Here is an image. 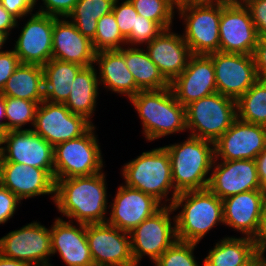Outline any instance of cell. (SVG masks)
<instances>
[{"instance_id": "cell-48", "label": "cell", "mask_w": 266, "mask_h": 266, "mask_svg": "<svg viewBox=\"0 0 266 266\" xmlns=\"http://www.w3.org/2000/svg\"><path fill=\"white\" fill-rule=\"evenodd\" d=\"M254 160L261 187L266 190V148Z\"/></svg>"}, {"instance_id": "cell-39", "label": "cell", "mask_w": 266, "mask_h": 266, "mask_svg": "<svg viewBox=\"0 0 266 266\" xmlns=\"http://www.w3.org/2000/svg\"><path fill=\"white\" fill-rule=\"evenodd\" d=\"M115 0L112 12L115 15V20L117 22L118 28L122 36L126 39L132 29H135L136 12L134 6L129 0Z\"/></svg>"}, {"instance_id": "cell-27", "label": "cell", "mask_w": 266, "mask_h": 266, "mask_svg": "<svg viewBox=\"0 0 266 266\" xmlns=\"http://www.w3.org/2000/svg\"><path fill=\"white\" fill-rule=\"evenodd\" d=\"M203 266H251L260 256L252 238L225 236L209 249Z\"/></svg>"}, {"instance_id": "cell-20", "label": "cell", "mask_w": 266, "mask_h": 266, "mask_svg": "<svg viewBox=\"0 0 266 266\" xmlns=\"http://www.w3.org/2000/svg\"><path fill=\"white\" fill-rule=\"evenodd\" d=\"M170 88L184 107L217 93L212 57L209 54H192L186 68L170 83Z\"/></svg>"}, {"instance_id": "cell-19", "label": "cell", "mask_w": 266, "mask_h": 266, "mask_svg": "<svg viewBox=\"0 0 266 266\" xmlns=\"http://www.w3.org/2000/svg\"><path fill=\"white\" fill-rule=\"evenodd\" d=\"M221 200L239 193L264 190L255 160H214L207 187Z\"/></svg>"}, {"instance_id": "cell-45", "label": "cell", "mask_w": 266, "mask_h": 266, "mask_svg": "<svg viewBox=\"0 0 266 266\" xmlns=\"http://www.w3.org/2000/svg\"><path fill=\"white\" fill-rule=\"evenodd\" d=\"M253 58L258 79L266 81V37L258 39Z\"/></svg>"}, {"instance_id": "cell-9", "label": "cell", "mask_w": 266, "mask_h": 266, "mask_svg": "<svg viewBox=\"0 0 266 266\" xmlns=\"http://www.w3.org/2000/svg\"><path fill=\"white\" fill-rule=\"evenodd\" d=\"M176 13L185 25L181 35L191 54L208 55L219 51L221 3L193 4Z\"/></svg>"}, {"instance_id": "cell-31", "label": "cell", "mask_w": 266, "mask_h": 266, "mask_svg": "<svg viewBox=\"0 0 266 266\" xmlns=\"http://www.w3.org/2000/svg\"><path fill=\"white\" fill-rule=\"evenodd\" d=\"M125 63L141 90H159L170 87V83L160 73L144 48L125 46Z\"/></svg>"}, {"instance_id": "cell-6", "label": "cell", "mask_w": 266, "mask_h": 266, "mask_svg": "<svg viewBox=\"0 0 266 266\" xmlns=\"http://www.w3.org/2000/svg\"><path fill=\"white\" fill-rule=\"evenodd\" d=\"M96 127L84 135L54 146V180L91 176L104 171L105 161Z\"/></svg>"}, {"instance_id": "cell-36", "label": "cell", "mask_w": 266, "mask_h": 266, "mask_svg": "<svg viewBox=\"0 0 266 266\" xmlns=\"http://www.w3.org/2000/svg\"><path fill=\"white\" fill-rule=\"evenodd\" d=\"M140 16L158 23L164 30L173 28L176 10L167 0H129Z\"/></svg>"}, {"instance_id": "cell-54", "label": "cell", "mask_w": 266, "mask_h": 266, "mask_svg": "<svg viewBox=\"0 0 266 266\" xmlns=\"http://www.w3.org/2000/svg\"><path fill=\"white\" fill-rule=\"evenodd\" d=\"M251 266H266V257H259Z\"/></svg>"}, {"instance_id": "cell-37", "label": "cell", "mask_w": 266, "mask_h": 266, "mask_svg": "<svg viewBox=\"0 0 266 266\" xmlns=\"http://www.w3.org/2000/svg\"><path fill=\"white\" fill-rule=\"evenodd\" d=\"M198 244L177 240L154 263L155 266H200L194 255Z\"/></svg>"}, {"instance_id": "cell-17", "label": "cell", "mask_w": 266, "mask_h": 266, "mask_svg": "<svg viewBox=\"0 0 266 266\" xmlns=\"http://www.w3.org/2000/svg\"><path fill=\"white\" fill-rule=\"evenodd\" d=\"M15 40V54L21 63L43 66L52 59L54 16L34 12Z\"/></svg>"}, {"instance_id": "cell-2", "label": "cell", "mask_w": 266, "mask_h": 266, "mask_svg": "<svg viewBox=\"0 0 266 266\" xmlns=\"http://www.w3.org/2000/svg\"><path fill=\"white\" fill-rule=\"evenodd\" d=\"M138 113L143 137L148 142L187 131L186 108L171 90H140L129 99Z\"/></svg>"}, {"instance_id": "cell-38", "label": "cell", "mask_w": 266, "mask_h": 266, "mask_svg": "<svg viewBox=\"0 0 266 266\" xmlns=\"http://www.w3.org/2000/svg\"><path fill=\"white\" fill-rule=\"evenodd\" d=\"M163 30L158 23L138 14L136 16L135 29H132L130 35L126 38V45L131 47H145Z\"/></svg>"}, {"instance_id": "cell-10", "label": "cell", "mask_w": 266, "mask_h": 266, "mask_svg": "<svg viewBox=\"0 0 266 266\" xmlns=\"http://www.w3.org/2000/svg\"><path fill=\"white\" fill-rule=\"evenodd\" d=\"M0 254L31 266H50V227L47 228L36 220L17 230L9 231L0 238Z\"/></svg>"}, {"instance_id": "cell-40", "label": "cell", "mask_w": 266, "mask_h": 266, "mask_svg": "<svg viewBox=\"0 0 266 266\" xmlns=\"http://www.w3.org/2000/svg\"><path fill=\"white\" fill-rule=\"evenodd\" d=\"M42 3L36 12L55 16L58 18L68 17L73 11L78 0H41ZM39 2V0H36ZM43 4V5H42Z\"/></svg>"}, {"instance_id": "cell-28", "label": "cell", "mask_w": 266, "mask_h": 266, "mask_svg": "<svg viewBox=\"0 0 266 266\" xmlns=\"http://www.w3.org/2000/svg\"><path fill=\"white\" fill-rule=\"evenodd\" d=\"M97 72L94 65L83 67L74 78L64 103L71 113L85 117L92 124L100 91Z\"/></svg>"}, {"instance_id": "cell-5", "label": "cell", "mask_w": 266, "mask_h": 266, "mask_svg": "<svg viewBox=\"0 0 266 266\" xmlns=\"http://www.w3.org/2000/svg\"><path fill=\"white\" fill-rule=\"evenodd\" d=\"M121 176L123 184L153 196L163 206H171L178 194L173 185L170 157L163 146L142 152L124 164Z\"/></svg>"}, {"instance_id": "cell-41", "label": "cell", "mask_w": 266, "mask_h": 266, "mask_svg": "<svg viewBox=\"0 0 266 266\" xmlns=\"http://www.w3.org/2000/svg\"><path fill=\"white\" fill-rule=\"evenodd\" d=\"M21 202L15 194L0 184V225L13 218Z\"/></svg>"}, {"instance_id": "cell-50", "label": "cell", "mask_w": 266, "mask_h": 266, "mask_svg": "<svg viewBox=\"0 0 266 266\" xmlns=\"http://www.w3.org/2000/svg\"><path fill=\"white\" fill-rule=\"evenodd\" d=\"M0 266H31V265L22 261L4 257L0 254Z\"/></svg>"}, {"instance_id": "cell-23", "label": "cell", "mask_w": 266, "mask_h": 266, "mask_svg": "<svg viewBox=\"0 0 266 266\" xmlns=\"http://www.w3.org/2000/svg\"><path fill=\"white\" fill-rule=\"evenodd\" d=\"M172 29L163 30L144 48L169 83L182 73L192 55L182 35Z\"/></svg>"}, {"instance_id": "cell-14", "label": "cell", "mask_w": 266, "mask_h": 266, "mask_svg": "<svg viewBox=\"0 0 266 266\" xmlns=\"http://www.w3.org/2000/svg\"><path fill=\"white\" fill-rule=\"evenodd\" d=\"M219 51L253 55L258 35L244 4L221 3Z\"/></svg>"}, {"instance_id": "cell-16", "label": "cell", "mask_w": 266, "mask_h": 266, "mask_svg": "<svg viewBox=\"0 0 266 266\" xmlns=\"http://www.w3.org/2000/svg\"><path fill=\"white\" fill-rule=\"evenodd\" d=\"M116 191L109 204V217L106 222L120 230L132 231L163 207L153 196L123 185V182Z\"/></svg>"}, {"instance_id": "cell-22", "label": "cell", "mask_w": 266, "mask_h": 266, "mask_svg": "<svg viewBox=\"0 0 266 266\" xmlns=\"http://www.w3.org/2000/svg\"><path fill=\"white\" fill-rule=\"evenodd\" d=\"M52 256L59 254L67 266H94L86 224L55 218L50 227Z\"/></svg>"}, {"instance_id": "cell-53", "label": "cell", "mask_w": 266, "mask_h": 266, "mask_svg": "<svg viewBox=\"0 0 266 266\" xmlns=\"http://www.w3.org/2000/svg\"><path fill=\"white\" fill-rule=\"evenodd\" d=\"M8 40L9 38L3 32H0V52L5 51L3 47H5Z\"/></svg>"}, {"instance_id": "cell-30", "label": "cell", "mask_w": 266, "mask_h": 266, "mask_svg": "<svg viewBox=\"0 0 266 266\" xmlns=\"http://www.w3.org/2000/svg\"><path fill=\"white\" fill-rule=\"evenodd\" d=\"M43 82L42 66L21 63L6 82L1 94L40 104L44 100Z\"/></svg>"}, {"instance_id": "cell-47", "label": "cell", "mask_w": 266, "mask_h": 266, "mask_svg": "<svg viewBox=\"0 0 266 266\" xmlns=\"http://www.w3.org/2000/svg\"><path fill=\"white\" fill-rule=\"evenodd\" d=\"M19 21L11 15L0 2V32H3L8 38H11L12 30L19 27Z\"/></svg>"}, {"instance_id": "cell-3", "label": "cell", "mask_w": 266, "mask_h": 266, "mask_svg": "<svg viewBox=\"0 0 266 266\" xmlns=\"http://www.w3.org/2000/svg\"><path fill=\"white\" fill-rule=\"evenodd\" d=\"M179 241L199 244L223 222V201L208 188L178 193L172 203Z\"/></svg>"}, {"instance_id": "cell-21", "label": "cell", "mask_w": 266, "mask_h": 266, "mask_svg": "<svg viewBox=\"0 0 266 266\" xmlns=\"http://www.w3.org/2000/svg\"><path fill=\"white\" fill-rule=\"evenodd\" d=\"M0 184L21 201L41 195H51L52 202L55 200L54 171L15 162H0Z\"/></svg>"}, {"instance_id": "cell-8", "label": "cell", "mask_w": 266, "mask_h": 266, "mask_svg": "<svg viewBox=\"0 0 266 266\" xmlns=\"http://www.w3.org/2000/svg\"><path fill=\"white\" fill-rule=\"evenodd\" d=\"M172 206H163L130 231L132 256L136 266L147 256L154 263L178 239ZM173 221V222H172Z\"/></svg>"}, {"instance_id": "cell-52", "label": "cell", "mask_w": 266, "mask_h": 266, "mask_svg": "<svg viewBox=\"0 0 266 266\" xmlns=\"http://www.w3.org/2000/svg\"><path fill=\"white\" fill-rule=\"evenodd\" d=\"M231 0H194V4H203V3H229Z\"/></svg>"}, {"instance_id": "cell-4", "label": "cell", "mask_w": 266, "mask_h": 266, "mask_svg": "<svg viewBox=\"0 0 266 266\" xmlns=\"http://www.w3.org/2000/svg\"><path fill=\"white\" fill-rule=\"evenodd\" d=\"M163 147L170 157L172 180L177 193L208 187L215 160L214 142L188 135L182 142Z\"/></svg>"}, {"instance_id": "cell-26", "label": "cell", "mask_w": 266, "mask_h": 266, "mask_svg": "<svg viewBox=\"0 0 266 266\" xmlns=\"http://www.w3.org/2000/svg\"><path fill=\"white\" fill-rule=\"evenodd\" d=\"M97 64V65H96ZM99 86L108 91L126 96L128 100L141 89L136 85L132 73L125 63V46L120 50L100 51L95 55ZM98 66V67H96Z\"/></svg>"}, {"instance_id": "cell-12", "label": "cell", "mask_w": 266, "mask_h": 266, "mask_svg": "<svg viewBox=\"0 0 266 266\" xmlns=\"http://www.w3.org/2000/svg\"><path fill=\"white\" fill-rule=\"evenodd\" d=\"M0 162H15L54 171V147L30 130L1 134Z\"/></svg>"}, {"instance_id": "cell-51", "label": "cell", "mask_w": 266, "mask_h": 266, "mask_svg": "<svg viewBox=\"0 0 266 266\" xmlns=\"http://www.w3.org/2000/svg\"><path fill=\"white\" fill-rule=\"evenodd\" d=\"M169 4L177 11L183 7L193 5L194 0H167Z\"/></svg>"}, {"instance_id": "cell-13", "label": "cell", "mask_w": 266, "mask_h": 266, "mask_svg": "<svg viewBox=\"0 0 266 266\" xmlns=\"http://www.w3.org/2000/svg\"><path fill=\"white\" fill-rule=\"evenodd\" d=\"M86 236L94 266H136L129 232L104 222L87 224Z\"/></svg>"}, {"instance_id": "cell-24", "label": "cell", "mask_w": 266, "mask_h": 266, "mask_svg": "<svg viewBox=\"0 0 266 266\" xmlns=\"http://www.w3.org/2000/svg\"><path fill=\"white\" fill-rule=\"evenodd\" d=\"M223 201L224 226L253 238L266 201L265 190H252L229 196Z\"/></svg>"}, {"instance_id": "cell-34", "label": "cell", "mask_w": 266, "mask_h": 266, "mask_svg": "<svg viewBox=\"0 0 266 266\" xmlns=\"http://www.w3.org/2000/svg\"><path fill=\"white\" fill-rule=\"evenodd\" d=\"M37 106L35 101L5 96L6 132L32 129ZM27 124L31 128H24Z\"/></svg>"}, {"instance_id": "cell-15", "label": "cell", "mask_w": 266, "mask_h": 266, "mask_svg": "<svg viewBox=\"0 0 266 266\" xmlns=\"http://www.w3.org/2000/svg\"><path fill=\"white\" fill-rule=\"evenodd\" d=\"M217 93L237 101L257 80L253 55L213 52Z\"/></svg>"}, {"instance_id": "cell-55", "label": "cell", "mask_w": 266, "mask_h": 266, "mask_svg": "<svg viewBox=\"0 0 266 266\" xmlns=\"http://www.w3.org/2000/svg\"><path fill=\"white\" fill-rule=\"evenodd\" d=\"M249 0H231L234 4H246Z\"/></svg>"}, {"instance_id": "cell-46", "label": "cell", "mask_w": 266, "mask_h": 266, "mask_svg": "<svg viewBox=\"0 0 266 266\" xmlns=\"http://www.w3.org/2000/svg\"><path fill=\"white\" fill-rule=\"evenodd\" d=\"M252 240L257 254L264 257L266 252V201L261 212L258 230Z\"/></svg>"}, {"instance_id": "cell-35", "label": "cell", "mask_w": 266, "mask_h": 266, "mask_svg": "<svg viewBox=\"0 0 266 266\" xmlns=\"http://www.w3.org/2000/svg\"><path fill=\"white\" fill-rule=\"evenodd\" d=\"M95 52L120 50L126 46L113 12L102 16L97 21L96 35L92 40Z\"/></svg>"}, {"instance_id": "cell-33", "label": "cell", "mask_w": 266, "mask_h": 266, "mask_svg": "<svg viewBox=\"0 0 266 266\" xmlns=\"http://www.w3.org/2000/svg\"><path fill=\"white\" fill-rule=\"evenodd\" d=\"M237 118L266 127V81L258 79L237 101Z\"/></svg>"}, {"instance_id": "cell-18", "label": "cell", "mask_w": 266, "mask_h": 266, "mask_svg": "<svg viewBox=\"0 0 266 266\" xmlns=\"http://www.w3.org/2000/svg\"><path fill=\"white\" fill-rule=\"evenodd\" d=\"M266 148V127L236 118L214 142L215 160H254Z\"/></svg>"}, {"instance_id": "cell-29", "label": "cell", "mask_w": 266, "mask_h": 266, "mask_svg": "<svg viewBox=\"0 0 266 266\" xmlns=\"http://www.w3.org/2000/svg\"><path fill=\"white\" fill-rule=\"evenodd\" d=\"M82 68L77 63L50 59L42 66L44 100L64 104L69 97L73 80Z\"/></svg>"}, {"instance_id": "cell-44", "label": "cell", "mask_w": 266, "mask_h": 266, "mask_svg": "<svg viewBox=\"0 0 266 266\" xmlns=\"http://www.w3.org/2000/svg\"><path fill=\"white\" fill-rule=\"evenodd\" d=\"M2 6L13 15L19 22L21 19L35 12L36 0H0Z\"/></svg>"}, {"instance_id": "cell-32", "label": "cell", "mask_w": 266, "mask_h": 266, "mask_svg": "<svg viewBox=\"0 0 266 266\" xmlns=\"http://www.w3.org/2000/svg\"><path fill=\"white\" fill-rule=\"evenodd\" d=\"M115 0H78L68 19L91 41L96 35L97 21L112 12Z\"/></svg>"}, {"instance_id": "cell-7", "label": "cell", "mask_w": 266, "mask_h": 266, "mask_svg": "<svg viewBox=\"0 0 266 266\" xmlns=\"http://www.w3.org/2000/svg\"><path fill=\"white\" fill-rule=\"evenodd\" d=\"M188 135L215 142L237 118L236 101L220 93L201 98L186 107Z\"/></svg>"}, {"instance_id": "cell-43", "label": "cell", "mask_w": 266, "mask_h": 266, "mask_svg": "<svg viewBox=\"0 0 266 266\" xmlns=\"http://www.w3.org/2000/svg\"><path fill=\"white\" fill-rule=\"evenodd\" d=\"M20 64L19 57L15 54L13 49L0 52V93L10 76Z\"/></svg>"}, {"instance_id": "cell-11", "label": "cell", "mask_w": 266, "mask_h": 266, "mask_svg": "<svg viewBox=\"0 0 266 266\" xmlns=\"http://www.w3.org/2000/svg\"><path fill=\"white\" fill-rule=\"evenodd\" d=\"M93 125L85 117L71 113L65 104L43 100L37 106L32 130L54 147L84 135Z\"/></svg>"}, {"instance_id": "cell-1", "label": "cell", "mask_w": 266, "mask_h": 266, "mask_svg": "<svg viewBox=\"0 0 266 266\" xmlns=\"http://www.w3.org/2000/svg\"><path fill=\"white\" fill-rule=\"evenodd\" d=\"M105 173L56 180L54 205L62 215L58 218L86 225L106 222L109 200Z\"/></svg>"}, {"instance_id": "cell-49", "label": "cell", "mask_w": 266, "mask_h": 266, "mask_svg": "<svg viewBox=\"0 0 266 266\" xmlns=\"http://www.w3.org/2000/svg\"><path fill=\"white\" fill-rule=\"evenodd\" d=\"M5 132H6L5 96L0 93V134L5 133Z\"/></svg>"}, {"instance_id": "cell-25", "label": "cell", "mask_w": 266, "mask_h": 266, "mask_svg": "<svg viewBox=\"0 0 266 266\" xmlns=\"http://www.w3.org/2000/svg\"><path fill=\"white\" fill-rule=\"evenodd\" d=\"M95 55L92 41L83 36L67 17L54 16L52 58L88 67L94 65Z\"/></svg>"}, {"instance_id": "cell-42", "label": "cell", "mask_w": 266, "mask_h": 266, "mask_svg": "<svg viewBox=\"0 0 266 266\" xmlns=\"http://www.w3.org/2000/svg\"><path fill=\"white\" fill-rule=\"evenodd\" d=\"M244 5L250 12L258 37H266V0H249Z\"/></svg>"}]
</instances>
